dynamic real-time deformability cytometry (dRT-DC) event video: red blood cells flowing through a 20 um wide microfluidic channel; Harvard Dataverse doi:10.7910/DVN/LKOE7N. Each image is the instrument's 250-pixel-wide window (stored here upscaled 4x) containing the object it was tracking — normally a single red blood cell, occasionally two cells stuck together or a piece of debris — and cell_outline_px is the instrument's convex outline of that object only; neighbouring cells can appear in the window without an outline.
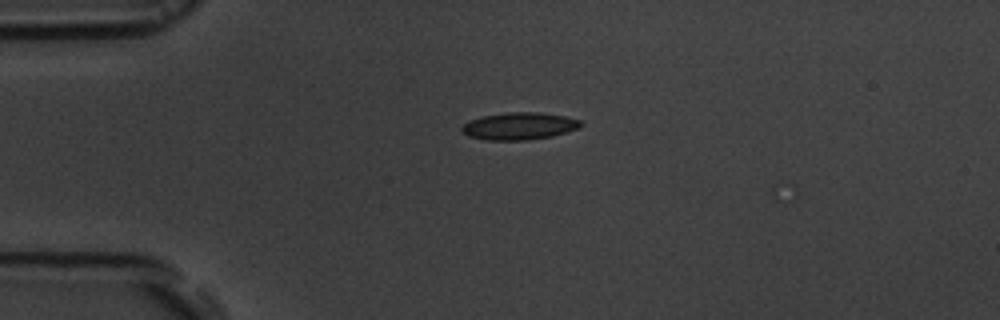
{"species": "common noctule bat (a hibernating species)", "species_latin": "Nyctalus noctula", "temperature_condition": "room temperature", "stored_images_in_passage": 4, "camera_frame_rate_fps": 3000, "um_per_image_px": 0.085, "animal": {"sex": "male", "body_mass_g": 19.5, "forearm_length_mm": 54.6}, "frame": {"image": 1, "passage_image": 1, "time_ms": 0.0, "image_size_px": [1000, 320], "cell_outline_px": [[584, 124], [580, 128], [552, 136], [528, 140], [484, 140], [468, 136], [460, 132], [460, 128], [464, 124], [472, 120], [484, 116], [508, 112], [540, 112], [564, 116], [580, 120]], "centroid_in_image_um": [44.14, 10.72], "position_along_channel_um": 40.9, "area_um2": 18.96}}